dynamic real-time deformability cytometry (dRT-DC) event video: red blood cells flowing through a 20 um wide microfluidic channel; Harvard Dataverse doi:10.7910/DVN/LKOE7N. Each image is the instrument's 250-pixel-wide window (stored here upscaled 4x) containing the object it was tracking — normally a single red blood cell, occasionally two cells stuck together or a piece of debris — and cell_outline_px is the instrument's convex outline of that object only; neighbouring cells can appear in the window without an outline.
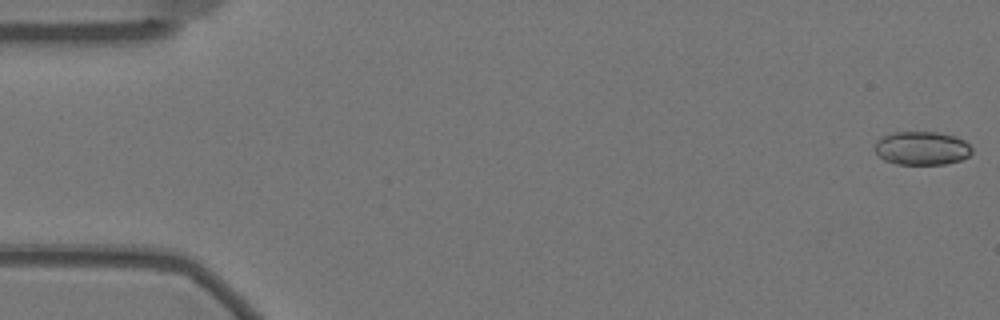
{"species": "Egyptian fruit bat (a non-hibernating species)", "species_latin": "Rousettus aegyptiacus", "temperature_condition": "warm", "stored_images_in_passage": 58, "camera_frame_rate_fps": 3000, "um_per_image_px": 0.085, "animal": {"sex": "female"}, "frame": {"image": 1, "passage_image": 1, "time_ms": 0.0, "image_size_px": [1000, 320], "cell_outline_px": [[972, 152], [968, 156], [960, 160], [944, 164], [896, 164], [884, 160], [872, 148], [876, 140], [892, 132], [936, 132], [956, 136], [964, 140], [972, 148]], "centroid_in_image_um": [78.33, 12.59], "position_along_channel_um": 6.7, "area_um2": 19.07}}
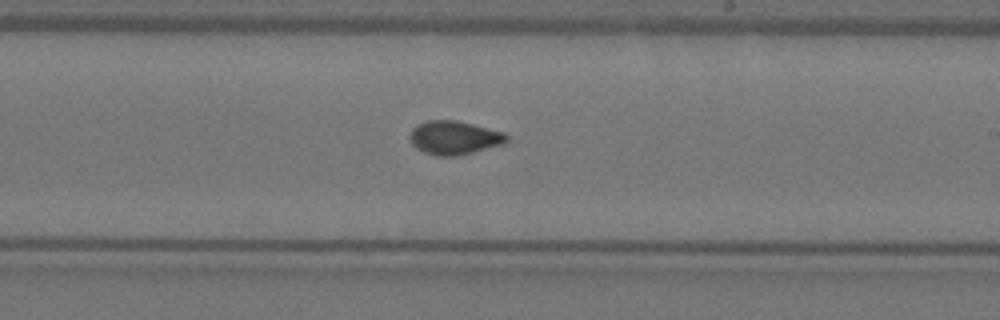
{"frame": {"image": 2, "passage_image": 34, "time_ms": 11.0, "image_size_px": [1000, 320], "cell_outline_px": [[508, 140], [504, 144], [456, 156], [436, 156], [424, 152], [416, 148], [412, 144], [408, 136], [412, 128], [416, 124], [424, 120], [456, 120], [504, 132], [508, 136]], "centroid_in_image_um": [38.57, 11.7], "position_along_channel_um": 250.4, "area_um2": 19.13}}
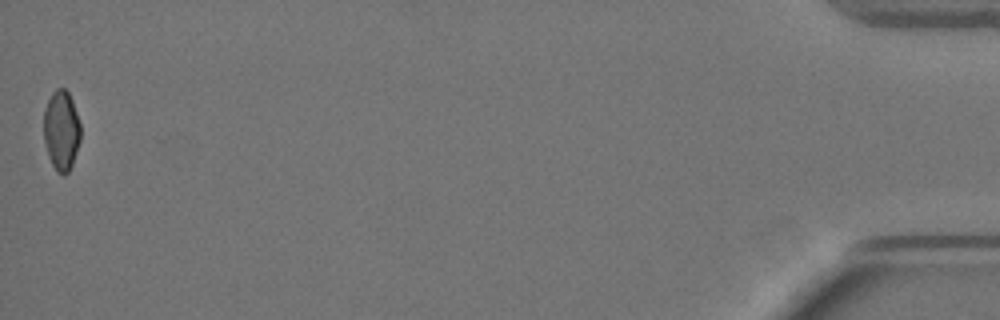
{"frame": {"image": 3, "passage_image": 58, "time_ms": 19.0, "image_size_px": [1000, 320], "cell_outline_px": [[80, 140], [72, 164], [68, 172], [64, 176], [56, 172], [48, 156], [44, 140], [44, 108], [52, 92], [56, 88], [64, 88], [68, 92], [72, 100], [80, 124]], "centroid_in_image_um": [5.2, 11.09], "position_along_channel_um": 430.0, "area_um2": 17.17}, "authors_computed_cell_mechanics": {"area_um2": 18.785, "velocity_mm_per_s": 3.4696, "shape_relaxation_time_tau1_ms": null, "shape_relaxation_time_tau2_ms": 1.0098, "deformation_change_tau1": null, "deformation_change_tau2": 0.0553}}